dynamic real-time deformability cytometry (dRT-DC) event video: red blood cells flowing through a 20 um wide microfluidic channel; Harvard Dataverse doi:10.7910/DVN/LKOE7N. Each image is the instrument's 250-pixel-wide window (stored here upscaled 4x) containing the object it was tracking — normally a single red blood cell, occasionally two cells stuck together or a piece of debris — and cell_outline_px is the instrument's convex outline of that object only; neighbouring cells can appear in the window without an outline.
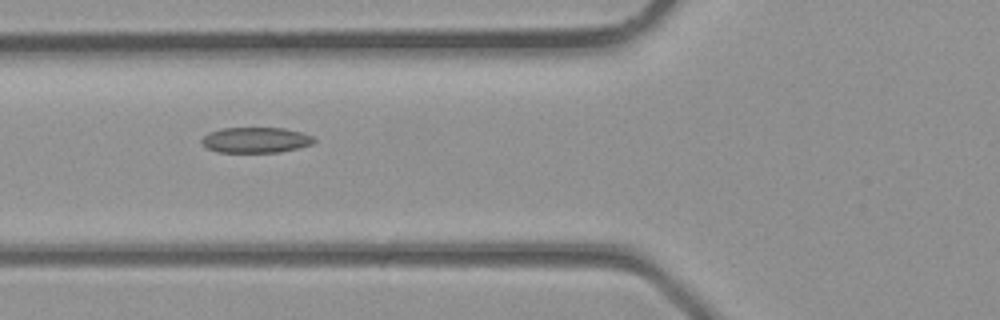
{"species": "common noctule bat (a hibernating species)", "species_latin": "Nyctalus noctula", "temperature_condition": "room temperature", "stored_images_in_passage": 5, "camera_frame_rate_fps": 3000, "um_per_image_px": 0.085, "animal": {"sex": "male", "body_mass_g": 23.1, "forearm_length_mm": 52.7}, "frame": {"image": 1, "passage_image": 5, "time_ms": 1.333, "image_size_px": [1000, 320], "cell_outline_px": [[316, 140], [312, 144], [300, 148], [280, 152], [216, 152], [208, 148], [200, 140], [208, 132], [224, 128], [284, 128], [304, 132], [312, 136]], "centroid_in_image_um": [21.78, 11.9], "position_along_channel_um": 104.0, "area_um2": 16.82}}